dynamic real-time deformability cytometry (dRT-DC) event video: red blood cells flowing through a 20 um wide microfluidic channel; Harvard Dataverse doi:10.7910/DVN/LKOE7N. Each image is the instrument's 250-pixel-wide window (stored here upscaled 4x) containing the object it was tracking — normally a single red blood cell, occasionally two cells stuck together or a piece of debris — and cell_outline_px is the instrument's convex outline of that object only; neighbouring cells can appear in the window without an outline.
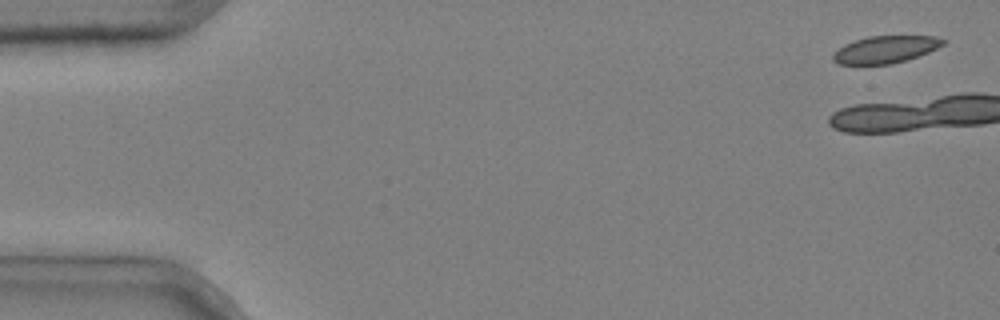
{"species": "common noctule bat (a hibernating species)", "species_latin": "Nyctalus noctula", "temperature_condition": "cold", "stored_images_in_passage": 5, "camera_frame_rate_fps": 3000, "um_per_image_px": 0.085, "animal": {"sex": "male", "body_mass_g": 20.4}, "frame": {"image": 1, "passage_image": 1, "time_ms": 0.0, "image_size_px": [1000, 320], "cell_outline_px": [[948, 40], [944, 44], [928, 52], [908, 60], [892, 64], [836, 64], [832, 60], [832, 56], [844, 44], [868, 36], [936, 36]], "centroid_in_image_um": [75.29, 4.2], "position_along_channel_um": 9.7, "area_um2": 17.46}}
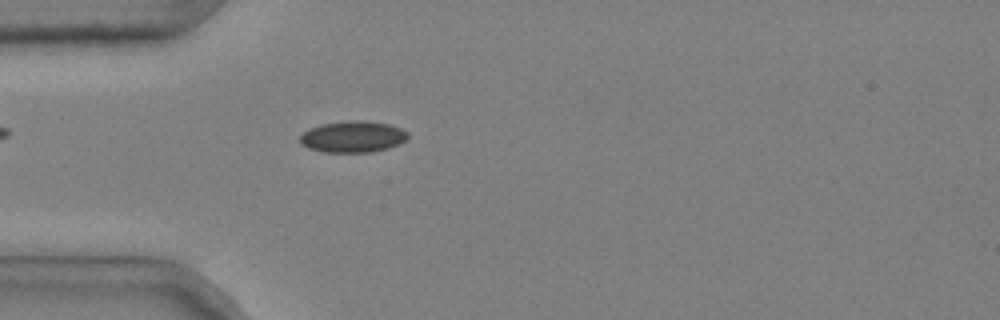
{"frame": {"image": 2, "passage_image": 5, "time_ms": 1.333, "image_size_px": [1000, 320], "cell_outline_px": [[408, 136], [404, 140], [388, 148], [372, 152], [324, 152], [308, 148], [300, 144], [300, 136], [304, 132], [312, 128], [324, 124], [348, 120], [360, 120], [388, 124], [400, 128], [408, 132]], "centroid_in_image_um": [29.97, 11.63], "position_along_channel_um": 55.0, "area_um2": 19.48}}